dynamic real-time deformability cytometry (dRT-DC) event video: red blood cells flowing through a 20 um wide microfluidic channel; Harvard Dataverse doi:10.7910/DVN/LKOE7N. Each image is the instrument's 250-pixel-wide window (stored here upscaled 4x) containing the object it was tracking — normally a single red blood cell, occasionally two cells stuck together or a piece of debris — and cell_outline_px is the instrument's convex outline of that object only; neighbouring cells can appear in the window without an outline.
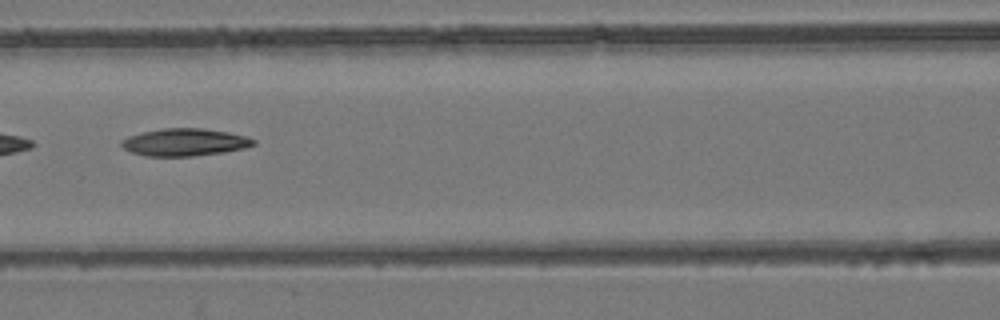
{"species": "common noctule bat (a hibernating species)", "species_latin": "Nyctalus noctula", "temperature_condition": "room temperature", "stored_images_in_passage": 7, "camera_frame_rate_fps": 3000, "um_per_image_px": 0.085, "animal": {"sex": "female", "body_mass_g": 24.6, "forearm_length_mm": 56.2}, "frame": {"image": 1, "passage_image": 5, "time_ms": 1.333, "image_size_px": [1000, 320], "cell_outline_px": [[256, 144], [244, 148], [224, 152], [192, 156], [144, 156], [132, 152], [124, 148], [120, 144], [120, 140], [128, 136], [140, 132], [164, 128], [204, 128], [228, 132], [248, 136], [256, 140]], "centroid_in_image_um": [15.7, 12.08], "position_along_channel_um": 150.9, "area_um2": 21.27}}
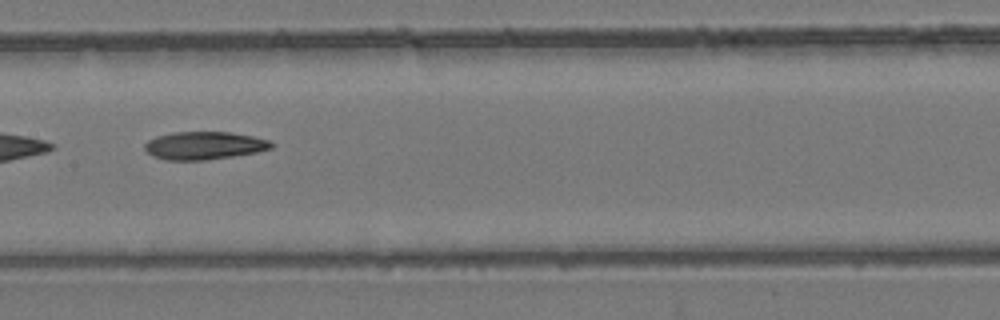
{"frame": {"image": 2, "passage_image": 6, "time_ms": 1.667, "image_size_px": [1000, 320], "cell_outline_px": [[276, 144], [272, 148], [256, 152], [232, 156], [204, 160], [164, 160], [152, 156], [144, 148], [144, 144], [148, 140], [156, 136], [172, 132], [228, 132], [252, 136], [268, 140]], "centroid_in_image_um": [17.33, 12.37], "position_along_channel_um": 190.1, "area_um2": 20.58}}
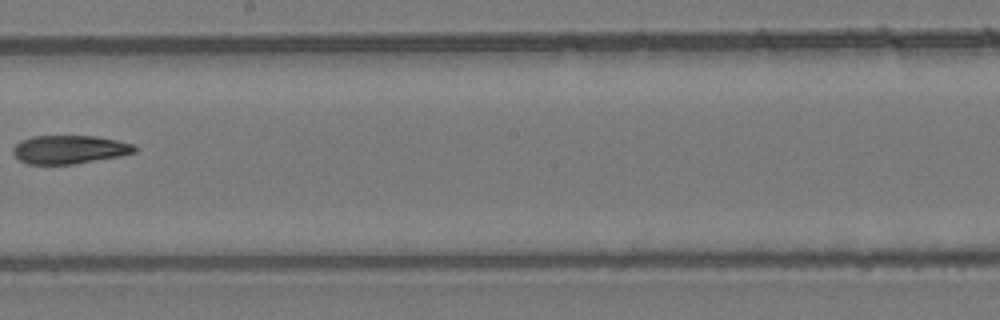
{"frame": {"image": 3, "passage_image": 7, "time_ms": 2.0, "image_size_px": [1000, 320], "cell_outline_px": [[136, 152], [120, 156], [72, 164], [28, 164], [20, 160], [12, 152], [12, 148], [20, 140], [32, 136], [96, 136], [116, 140], [132, 144], [136, 148]], "centroid_in_image_um": [5.87, 12.7], "position_along_channel_um": 242.3, "area_um2": 20.06}}